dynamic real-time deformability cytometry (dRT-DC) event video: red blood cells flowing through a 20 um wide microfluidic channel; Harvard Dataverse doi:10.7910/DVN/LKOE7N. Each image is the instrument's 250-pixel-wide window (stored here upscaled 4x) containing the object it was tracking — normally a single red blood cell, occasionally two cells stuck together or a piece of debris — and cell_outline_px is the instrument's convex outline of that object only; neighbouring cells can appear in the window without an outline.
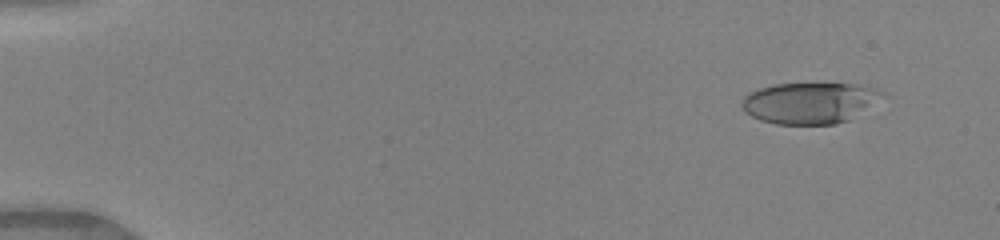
{"species": "human", "species_latin": "Homo sapiens", "temperature_condition": "warm", "stored_images_in_passage": 48, "camera_frame_rate_fps": 3000, "um_per_image_px": 0.085, "donor": {"sex": "female"}, "frame": {"image": 1, "passage_image": 3, "time_ms": 0.667, "image_size_px": [1000, 240], "cell_outline_px": [[888, 96], [848, 120], [836, 124], [776, 124], [760, 120], [744, 112], [740, 104], [744, 96], [748, 92], [760, 88], [776, 84], [856, 84], [876, 88], [884, 92]], "centroid_in_image_um": [68.84, 8.75], "position_along_channel_um": 16.2, "area_um2": 33.93}}
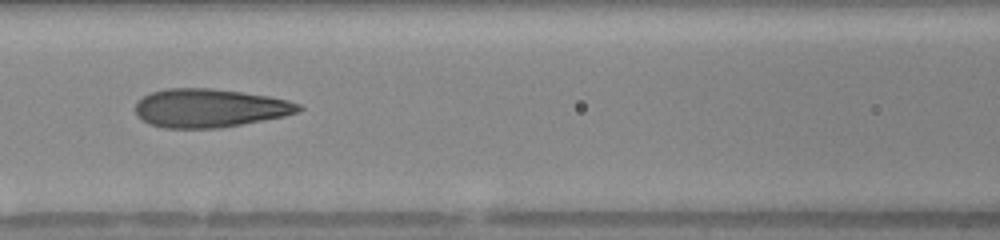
{"frame": {"image": 2, "passage_image": 22, "time_ms": 7.0, "image_size_px": [1000, 240], "cell_outline_px": [[304, 108], [300, 112], [284, 116], [264, 120], [220, 128], [164, 128], [148, 124], [136, 116], [136, 104], [144, 96], [152, 92], [164, 88], [208, 88], [240, 92], [268, 96], [288, 100], [300, 104]], "centroid_in_image_um": [17.82, 9.19], "position_along_channel_um": 148.8, "area_um2": 36.7}}
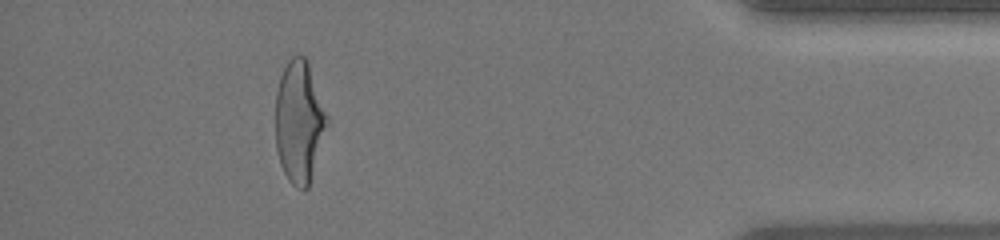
{"frame": {"image": 3, "passage_image": 44, "time_ms": 14.333, "image_size_px": [1000, 240], "cell_outline_px": [[328, 124], [308, 188], [304, 192], [296, 188], [288, 180], [280, 164], [276, 148], [276, 92], [280, 76], [288, 60], [292, 56], [304, 56], [308, 60], [328, 116]], "centroid_in_image_um": [25.44, 10.36], "position_along_channel_um": 409.8, "area_um2": 36.82}, "authors_computed_cell_mechanics": {"area_um2": 36.2117, "velocity_mm_per_s": 4.1365, "shape_relaxation_time_tau1_ms": 5.1518, "shape_relaxation_time_tau2_ms": 0.9064, "deformation_change_tau1": 0.2539, "deformation_change_tau2": 0.0997}}